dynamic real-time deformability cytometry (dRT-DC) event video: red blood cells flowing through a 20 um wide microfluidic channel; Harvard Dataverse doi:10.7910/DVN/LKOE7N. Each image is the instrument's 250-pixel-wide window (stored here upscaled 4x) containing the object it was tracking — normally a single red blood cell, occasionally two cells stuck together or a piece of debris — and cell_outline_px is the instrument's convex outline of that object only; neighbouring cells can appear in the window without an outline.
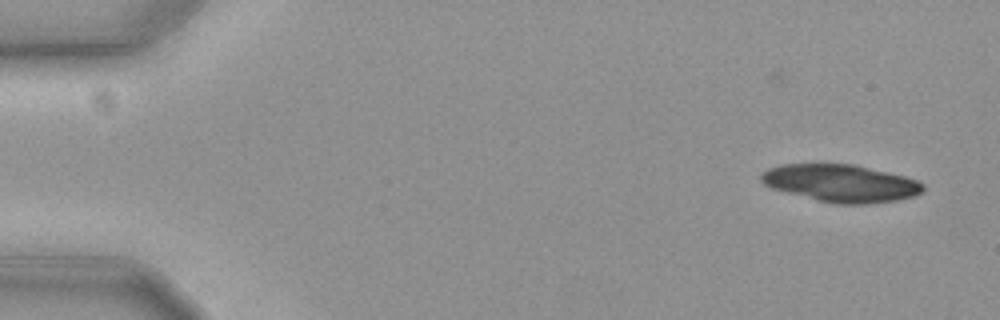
{"species": "common noctule bat (a hibernating species)", "species_latin": "Nyctalus noctula", "temperature_condition": "cold", "stored_images_in_passage": 55, "camera_frame_rate_fps": 3000, "um_per_image_px": 0.085, "animal": {"sex": "female", "body_mass_g": 19.3, "forearm_length_mm": 54.1}, "frame": {"image": 1, "passage_image": 1, "time_ms": 0.0, "image_size_px": [1000, 320], "cell_outline_px": [[924, 188], [916, 196], [896, 200], [872, 204], [836, 204], [816, 200], [772, 188], [764, 184], [760, 180], [760, 176], [768, 168], [780, 164], [856, 164], [904, 176], [916, 180], [924, 184]], "centroid_in_image_um": [71.48, 15.57], "position_along_channel_um": 13.5, "area_um2": 35.37}}
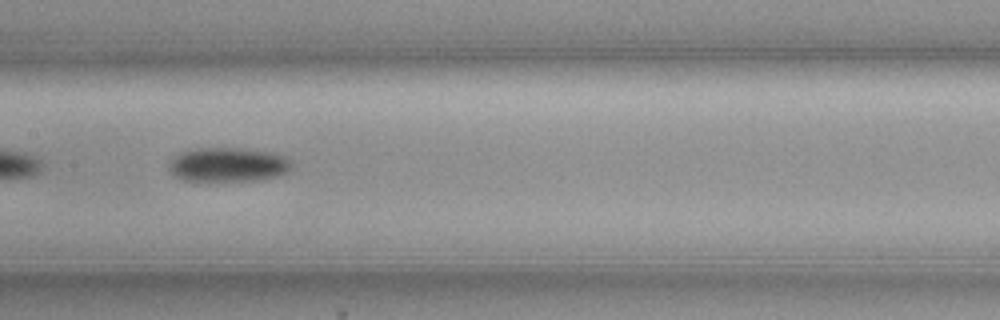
{"frame": {"image": 2, "passage_image": 27, "time_ms": 8.667, "image_size_px": [1000, 320], "cell_outline_px": [[292, 164], [288, 172], [276, 176], [256, 180], [184, 180], [176, 176], [168, 168], [168, 164], [180, 152], [196, 148], [240, 148], [276, 152], [292, 160]], "centroid_in_image_um": [19.43, 13.97], "position_along_channel_um": 188.0, "area_um2": 24.39}}
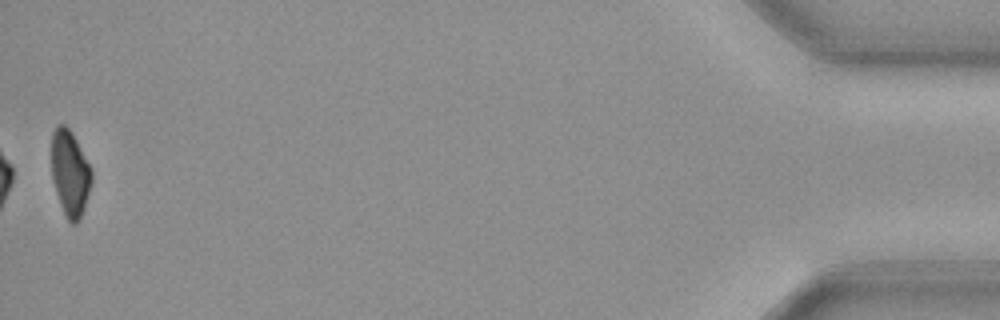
{"frame": {"image": 3, "passage_image": 55, "time_ms": 18.0, "image_size_px": [1000, 320], "cell_outline_px": [[92, 180], [84, 208], [80, 220], [76, 224], [72, 224], [68, 220], [60, 204], [56, 192], [52, 176], [52, 132], [56, 124], [64, 124], [68, 128], [76, 140], [92, 168]], "centroid_in_image_um": [5.96, 14.71], "position_along_channel_um": 429.2, "area_um2": 19.94}, "authors_computed_cell_mechanics": {"area_um2": 23.987, "velocity_mm_per_s": 3.6347, "shape_relaxation_time_tau1_ms": 3.707, "shape_relaxation_time_tau2_ms": null, "deformation_change_tau1": 0.1037, "deformation_change_tau2": null}}